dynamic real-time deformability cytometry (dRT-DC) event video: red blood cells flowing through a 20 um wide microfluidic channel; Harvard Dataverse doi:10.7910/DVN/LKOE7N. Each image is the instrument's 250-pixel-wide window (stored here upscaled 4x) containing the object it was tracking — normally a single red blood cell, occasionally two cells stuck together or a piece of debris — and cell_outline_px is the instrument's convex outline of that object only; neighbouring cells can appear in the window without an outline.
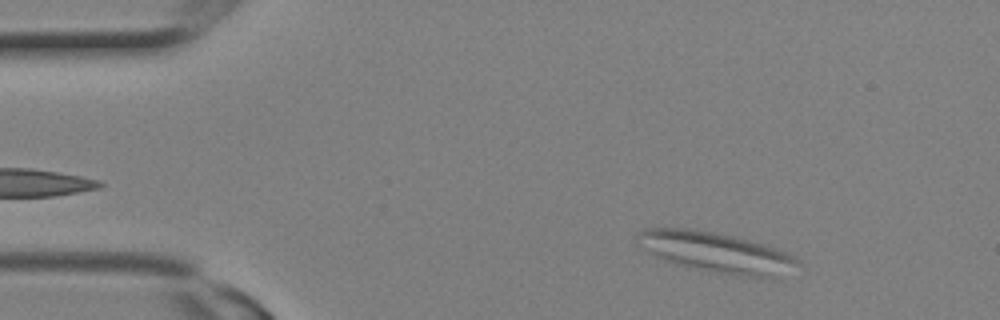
{"species": "Egyptian fruit bat (a non-hibernating species)", "species_latin": "Rousettus aegyptiacus", "temperature_condition": "room temperature", "stored_images_in_passage": 6, "camera_frame_rate_fps": 3000, "um_per_image_px": 0.085, "animal": {"sex": "female"}, "frame": {"image": 1, "passage_image": 2, "time_ms": 0.333, "image_size_px": [1000, 320], "cell_outline_px": [[800, 264], [772, 276], [740, 276], [676, 264], [656, 256], [636, 244], [636, 232], [644, 228], [692, 228], [732, 236], [764, 244], [788, 252], [796, 256], [800, 260]], "centroid_in_image_um": [60.8, 21.4], "position_along_channel_um": 24.2, "area_um2": 36.93}}
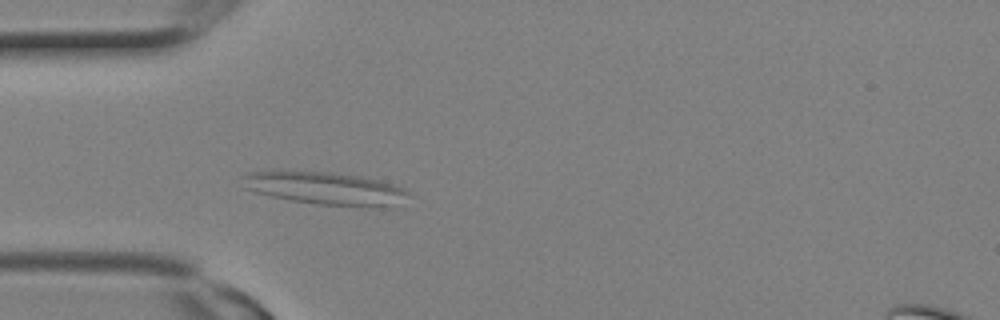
{"frame": {"image": 2, "passage_image": 6, "time_ms": 1.667, "image_size_px": [1000, 320], "cell_outline_px": [[408, 192], [392, 208], [316, 204], [292, 200], [272, 196], [256, 192], [244, 188], [244, 176], [248, 172], [332, 172], [360, 176], [384, 180], [404, 188]], "centroid_in_image_um": [27.72, 16.02], "position_along_channel_um": 57.3, "area_um2": 31.21}}